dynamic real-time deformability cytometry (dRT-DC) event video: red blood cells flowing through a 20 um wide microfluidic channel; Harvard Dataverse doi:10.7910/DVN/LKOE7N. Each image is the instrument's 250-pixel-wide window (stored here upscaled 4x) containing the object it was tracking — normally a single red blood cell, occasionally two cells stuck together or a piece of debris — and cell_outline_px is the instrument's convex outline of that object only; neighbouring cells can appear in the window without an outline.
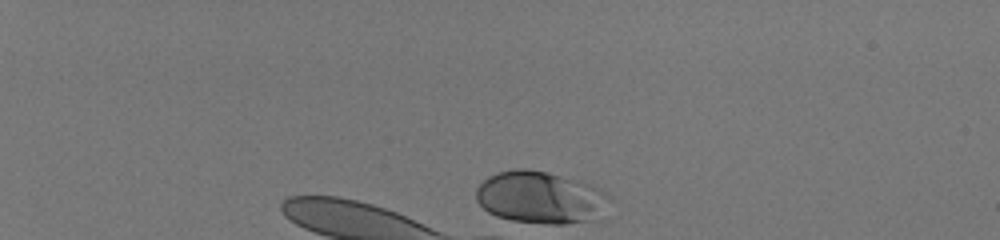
{"species": "human", "species_latin": "Homo sapiens", "temperature_condition": "room temperature", "stored_images_in_passage": 1, "camera_frame_rate_fps": 3000, "um_per_image_px": 0.085, "donor": {"sex": "male"}, "frame": {"image": 1, "passage_image": 1, "time_ms": 0.0, "image_size_px": [1000, 240], "cell_outline_px": [[612, 196], [608, 220], [564, 224], [548, 224], [512, 220], [496, 216], [488, 212], [476, 200], [476, 188], [488, 176], [500, 172], [516, 168], [524, 168], [548, 172], [588, 184], [600, 188], [608, 192]], "centroid_in_image_um": [46.1, 16.83], "position_along_channel_um": 38.9, "area_um2": 41.79}}